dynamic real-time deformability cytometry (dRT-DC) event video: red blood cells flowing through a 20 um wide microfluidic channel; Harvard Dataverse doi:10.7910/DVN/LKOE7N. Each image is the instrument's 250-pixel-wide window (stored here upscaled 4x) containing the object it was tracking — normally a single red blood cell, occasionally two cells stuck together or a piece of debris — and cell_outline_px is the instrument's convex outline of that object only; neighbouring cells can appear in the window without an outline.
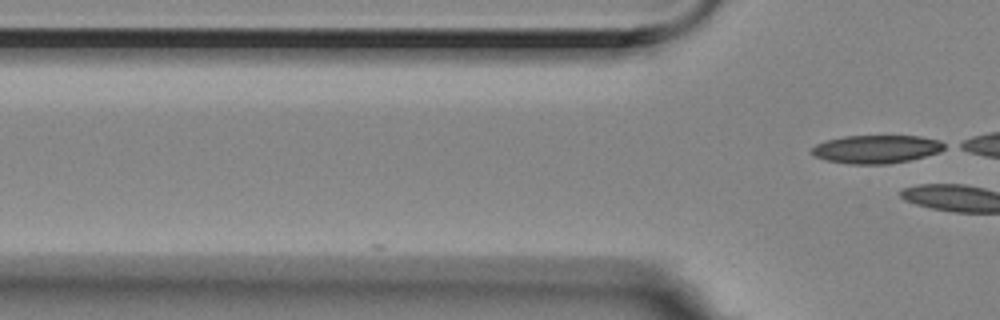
{"species": "Egyptian fruit bat (a non-hibernating species)", "species_latin": "Rousettus aegyptiacus", "temperature_condition": "room temperature", "stored_images_in_passage": 4, "camera_frame_rate_fps": 3000, "um_per_image_px": 0.085, "animal": {"sex": "female"}, "frame": {"image": 1, "passage_image": 4, "time_ms": 1.0, "image_size_px": [1000, 320], "cell_outline_px": [[948, 148], [940, 152], [908, 160], [888, 164], [848, 164], [824, 160], [812, 156], [812, 148], [816, 144], [828, 140], [844, 136], [920, 136], [940, 140], [948, 144]], "centroid_in_image_um": [74.52, 12.68], "position_along_channel_um": 51.3, "area_um2": 22.02}}